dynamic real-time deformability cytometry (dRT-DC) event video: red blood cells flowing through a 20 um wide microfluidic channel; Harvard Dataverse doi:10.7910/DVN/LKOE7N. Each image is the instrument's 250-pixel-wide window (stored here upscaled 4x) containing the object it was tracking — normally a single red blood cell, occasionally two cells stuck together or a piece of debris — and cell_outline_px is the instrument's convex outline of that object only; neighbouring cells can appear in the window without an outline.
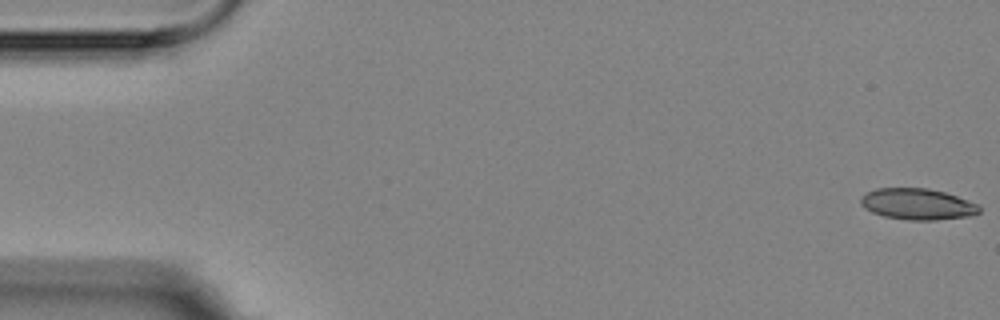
{"species": "Egyptian fruit bat (a non-hibernating species)", "species_latin": "Rousettus aegyptiacus", "temperature_condition": "room temperature", "stored_images_in_passage": 6, "camera_frame_rate_fps": 3000, "um_per_image_px": 0.085, "animal": {"sex": "female"}, "frame": {"image": 1, "passage_image": 1, "time_ms": 0.0, "image_size_px": [1000, 320], "cell_outline_px": [[980, 212], [972, 216], [936, 220], [908, 220], [884, 216], [872, 212], [864, 208], [860, 204], [860, 200], [868, 192], [876, 188], [928, 188], [944, 192], [956, 196], [976, 204], [980, 208]], "centroid_in_image_um": [77.98, 17.36], "position_along_channel_um": 7.0, "area_um2": 21.44}}
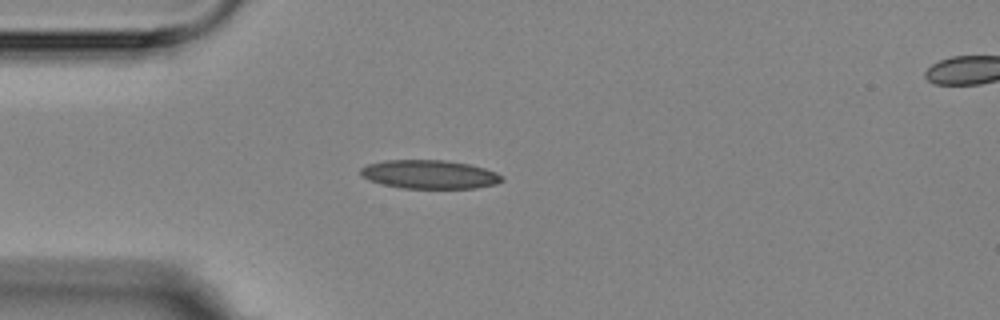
{"frame": {"image": 2, "passage_image": 5, "time_ms": 4.667, "image_size_px": [1000, 320], "cell_outline_px": [[504, 180], [496, 184], [476, 188], [400, 188], [368, 180], [360, 176], [360, 168], [368, 164], [384, 160], [444, 160], [468, 164], [484, 168], [496, 172], [504, 176]], "centroid_in_image_um": [36.5, 14.82], "position_along_channel_um": 48.5, "area_um2": 23.7}}